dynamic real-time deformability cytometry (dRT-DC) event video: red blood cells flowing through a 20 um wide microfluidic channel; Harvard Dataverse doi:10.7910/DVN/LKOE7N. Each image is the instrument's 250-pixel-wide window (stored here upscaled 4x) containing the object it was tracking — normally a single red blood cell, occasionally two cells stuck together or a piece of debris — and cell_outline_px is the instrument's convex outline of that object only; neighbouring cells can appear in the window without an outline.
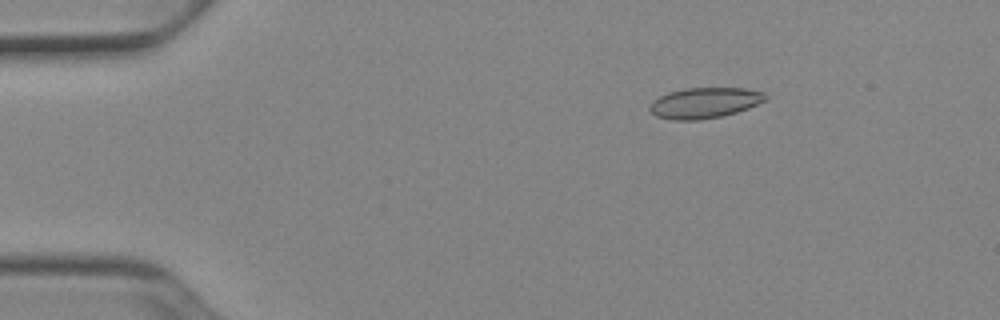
{"species": "Egyptian fruit bat (a non-hibernating species)", "species_latin": "Rousettus aegyptiacus", "temperature_condition": "cold", "stored_images_in_passage": 45, "camera_frame_rate_fps": 3000, "um_per_image_px": 0.085, "animal": {"sex": "female"}, "frame": {"image": 1, "passage_image": 1, "time_ms": 0.0, "image_size_px": [1000, 320], "cell_outline_px": [[768, 96], [764, 100], [748, 108], [736, 112], [720, 116], [700, 120], [672, 120], [656, 116], [648, 108], [652, 100], [668, 92], [684, 88], [744, 88], [764, 92]], "centroid_in_image_um": [59.85, 8.74], "position_along_channel_um": 25.1, "area_um2": 20.63}}
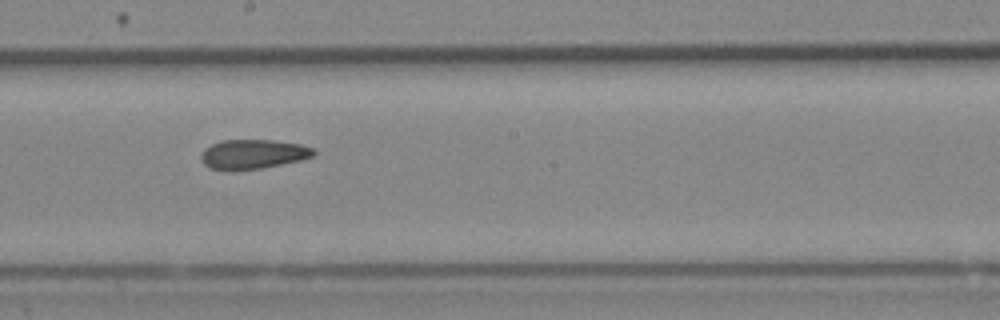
{"frame": {"image": 2, "passage_image": 22, "time_ms": 7.0, "image_size_px": [1000, 320], "cell_outline_px": [[316, 152], [312, 156], [300, 160], [260, 168], [236, 172], [232, 172], [208, 168], [200, 160], [200, 152], [204, 148], [220, 140], [272, 140], [300, 144], [312, 148]], "centroid_in_image_um": [21.41, 13.12], "position_along_channel_um": 226.8, "area_um2": 19.65}}
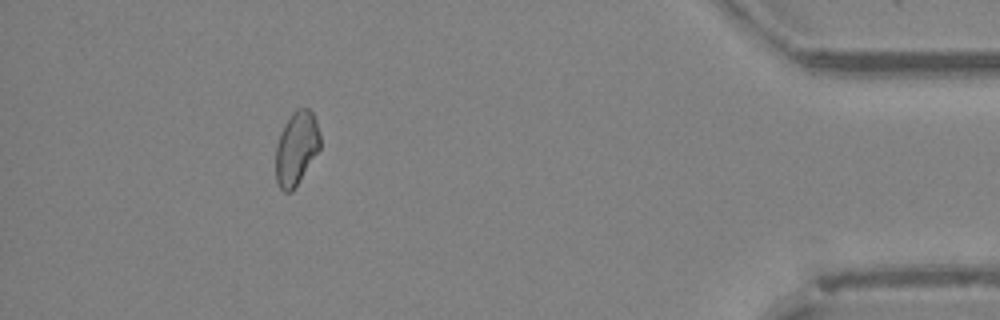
{"frame": {"image": 3, "passage_image": 40, "time_ms": 13.0, "image_size_px": [1000, 320], "cell_outline_px": [[320, 148], [292, 192], [284, 192], [280, 188], [276, 180], [276, 144], [280, 132], [284, 124], [292, 112], [296, 108], [308, 108], [312, 112], [316, 120], [320, 136]], "centroid_in_image_um": [25.18, 12.58], "position_along_channel_um": 410.0, "area_um2": 19.02}, "authors_computed_cell_mechanics": {"area_um2": 19.7676, "velocity_mm_per_s": 3.9268, "shape_relaxation_time_tau1_ms": null, "shape_relaxation_time_tau2_ms": 5.2196, "deformation_change_tau1": null, "deformation_change_tau2": 0.0923}}